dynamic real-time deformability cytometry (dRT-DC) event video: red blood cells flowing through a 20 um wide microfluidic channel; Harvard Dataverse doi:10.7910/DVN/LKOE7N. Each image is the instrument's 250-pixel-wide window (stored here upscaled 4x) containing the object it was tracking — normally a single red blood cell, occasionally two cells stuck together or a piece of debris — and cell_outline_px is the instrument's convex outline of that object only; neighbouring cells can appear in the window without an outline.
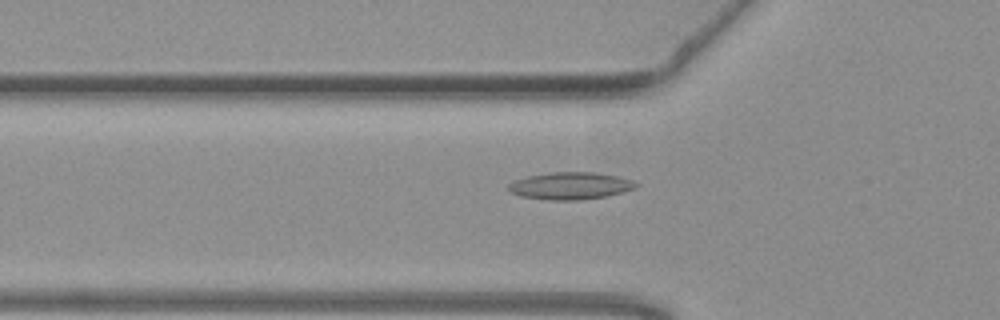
{"species": "common noctule bat (a hibernating species)", "species_latin": "Nyctalus noctula", "temperature_condition": "warm", "stored_images_in_passage": 12, "camera_frame_rate_fps": 3000, "um_per_image_px": 0.085, "animal": {"sex": "female", "body_mass_g": 19.3, "forearm_length_mm": 54.1}, "frame": {"image": 1, "passage_image": 10, "time_ms": 3.0, "image_size_px": [1000, 320], "cell_outline_px": [[640, 184], [636, 188], [624, 192], [608, 196], [580, 200], [548, 200], [520, 196], [512, 192], [508, 188], [508, 184], [516, 180], [528, 176], [548, 172], [596, 172], [620, 176], [632, 180]], "centroid_in_image_um": [48.54, 15.79], "position_along_channel_um": 77.3, "area_um2": 20.46}}